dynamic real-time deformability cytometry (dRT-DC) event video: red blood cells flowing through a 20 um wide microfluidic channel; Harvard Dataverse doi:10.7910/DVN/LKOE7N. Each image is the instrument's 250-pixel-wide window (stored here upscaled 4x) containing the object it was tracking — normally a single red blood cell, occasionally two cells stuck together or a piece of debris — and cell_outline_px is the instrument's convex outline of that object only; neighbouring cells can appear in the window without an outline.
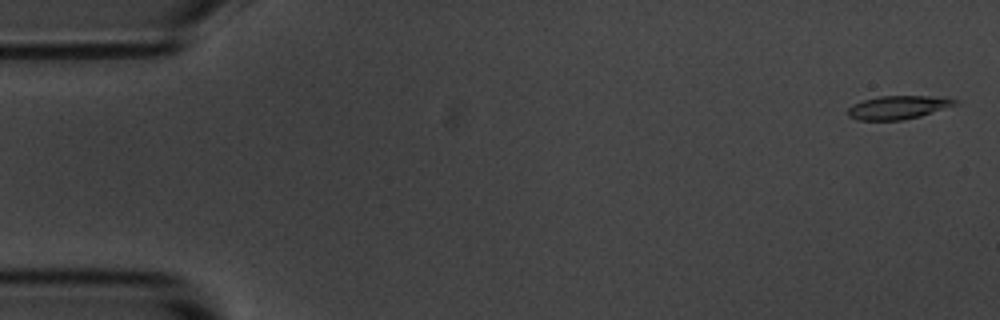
{"species": "common noctule bat (a hibernating species)", "species_latin": "Nyctalus noctula", "temperature_condition": "room temperature", "stored_images_in_passage": 4, "camera_frame_rate_fps": 3000, "um_per_image_px": 0.085, "animal": {"sex": "male", "body_mass_g": 20.1, "forearm_length_mm": 53.5}, "frame": {"image": 1, "passage_image": 1, "time_ms": 0.0, "image_size_px": [1000, 320], "cell_outline_px": [[956, 104], [920, 116], [900, 120], [856, 120], [848, 116], [848, 108], [852, 104], [864, 100], [880, 96], [948, 96], [956, 100]], "centroid_in_image_um": [76.32, 9.12], "position_along_channel_um": 8.7, "area_um2": 14.57}}